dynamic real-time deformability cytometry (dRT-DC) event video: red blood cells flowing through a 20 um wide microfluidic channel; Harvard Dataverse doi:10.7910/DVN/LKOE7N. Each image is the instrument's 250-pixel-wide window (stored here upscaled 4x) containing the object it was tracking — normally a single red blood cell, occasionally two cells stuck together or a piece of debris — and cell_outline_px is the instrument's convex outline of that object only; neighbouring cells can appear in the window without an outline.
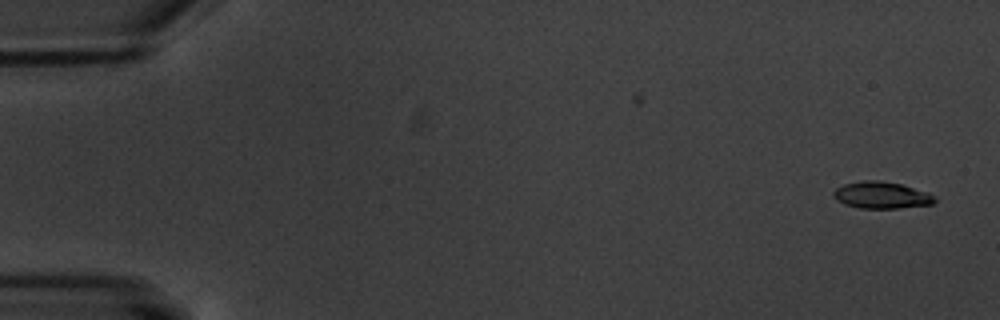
{"species": "common noctule bat (a hibernating species)", "species_latin": "Nyctalus noctula", "temperature_condition": "warm", "stored_images_in_passage": 5, "camera_frame_rate_fps": 3000, "um_per_image_px": 0.085, "animal": {"sex": "male", "body_mass_g": 20.1, "forearm_length_mm": 53.5}, "frame": {"image": 1, "passage_image": 1, "time_ms": 0.0, "image_size_px": [1000, 320], "cell_outline_px": [[936, 200], [932, 204], [900, 208], [860, 208], [844, 204], [836, 200], [832, 192], [836, 188], [844, 184], [864, 180], [880, 180], [900, 184], [928, 192]], "centroid_in_image_um": [74.9, 16.59], "position_along_channel_um": 10.1, "area_um2": 15.72}}
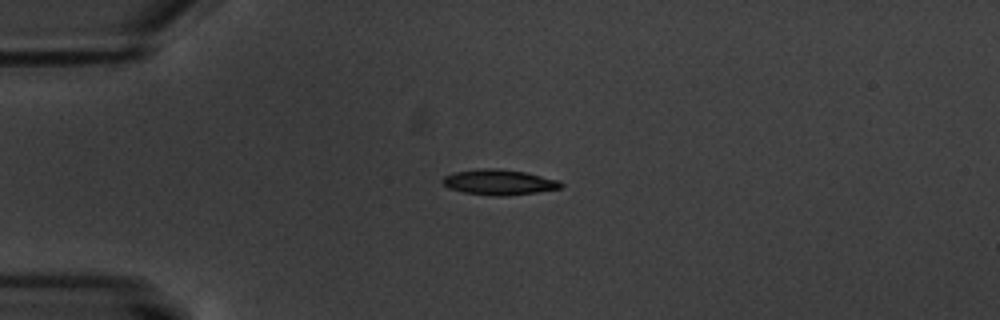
{"frame": {"image": 2, "passage_image": 5, "time_ms": 4.333, "image_size_px": [1000, 320], "cell_outline_px": [[564, 184], [560, 188], [536, 192], [504, 196], [492, 196], [464, 192], [448, 188], [440, 180], [444, 176], [456, 172], [480, 168], [496, 168], [524, 172], [560, 180]], "centroid_in_image_um": [42.41, 15.48], "position_along_channel_um": 42.6, "area_um2": 17.46}}